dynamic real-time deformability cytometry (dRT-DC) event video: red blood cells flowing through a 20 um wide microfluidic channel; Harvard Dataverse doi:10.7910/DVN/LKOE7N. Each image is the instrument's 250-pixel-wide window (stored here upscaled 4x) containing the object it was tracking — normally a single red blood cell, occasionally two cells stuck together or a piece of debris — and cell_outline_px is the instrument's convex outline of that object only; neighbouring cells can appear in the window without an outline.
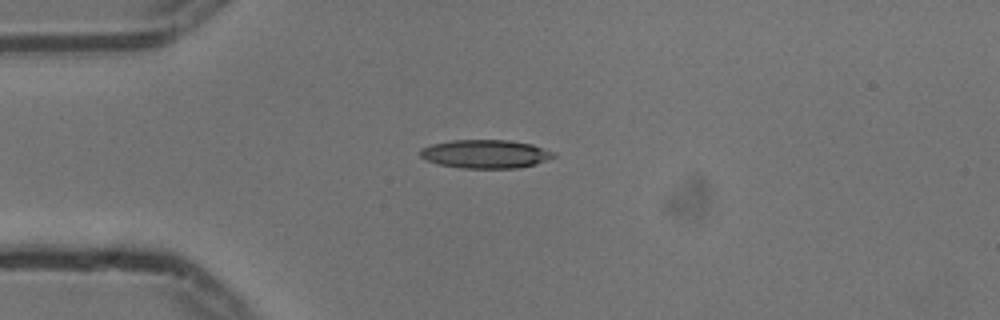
{"species": "common noctule bat (a hibernating species)", "species_latin": "Nyctalus noctula", "temperature_condition": "cold", "stored_images_in_passage": 6, "camera_frame_rate_fps": 3000, "um_per_image_px": 0.085, "animal": {"sex": "male", "body_mass_g": 13.3}, "frame": {"image": 1, "passage_image": 1, "time_ms": 0.0, "image_size_px": [1000, 320], "cell_outline_px": [[556, 156], [536, 164], [516, 168], [460, 168], [440, 164], [428, 160], [420, 156], [420, 148], [432, 144], [452, 140], [508, 140], [532, 144], [556, 152]], "centroid_in_image_um": [41.29, 13.08], "position_along_channel_um": 43.7, "area_um2": 22.14}}
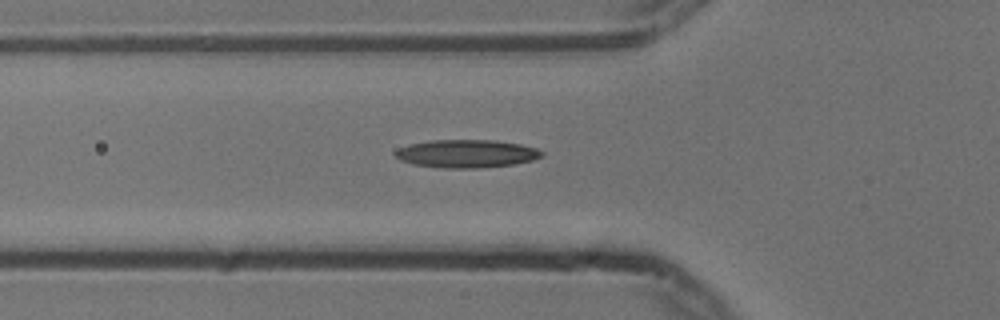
{"frame": {"image": 2, "passage_image": 6, "time_ms": 1.667, "image_size_px": [1000, 320], "cell_outline_px": [[544, 156], [532, 160], [512, 164], [480, 168], [444, 168], [412, 164], [400, 160], [396, 156], [396, 152], [400, 148], [412, 144], [432, 140], [492, 140], [520, 144], [536, 148], [544, 152]], "centroid_in_image_um": [39.69, 13.06], "position_along_channel_um": 86.1, "area_um2": 23.7}}